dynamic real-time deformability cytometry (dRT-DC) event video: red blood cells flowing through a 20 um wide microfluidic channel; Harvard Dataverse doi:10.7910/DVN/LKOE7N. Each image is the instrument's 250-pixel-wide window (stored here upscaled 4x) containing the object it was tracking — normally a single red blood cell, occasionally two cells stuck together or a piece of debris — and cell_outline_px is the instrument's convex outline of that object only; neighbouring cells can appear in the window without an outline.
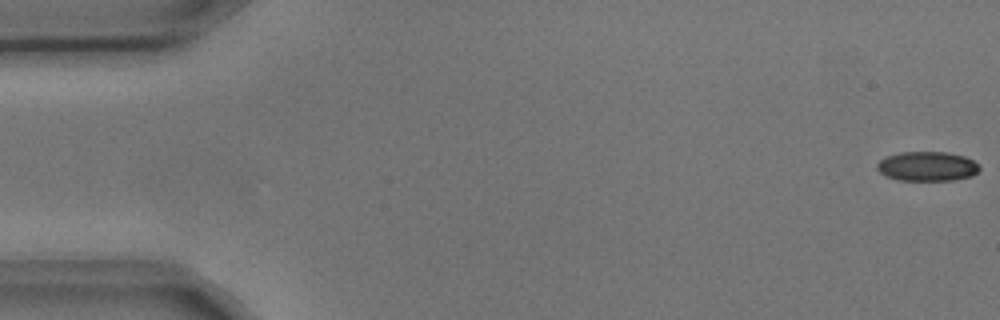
{"species": "common noctule bat (a hibernating species)", "species_latin": "Nyctalus noctula", "temperature_condition": "cold", "stored_images_in_passage": 8, "camera_frame_rate_fps": 3000, "um_per_image_px": 0.085, "animal": {"sex": "male", "body_mass_g": 17.9, "forearm_length_mm": 54.2}, "frame": {"image": 1, "passage_image": 1, "time_ms": 0.0, "image_size_px": [1000, 320], "cell_outline_px": [[980, 168], [972, 176], [952, 180], [896, 180], [880, 172], [876, 168], [876, 164], [880, 160], [888, 156], [900, 152], [944, 152], [964, 156], [980, 164]], "centroid_in_image_um": [78.82, 14.14], "position_along_channel_um": 6.2, "area_um2": 17.51}}
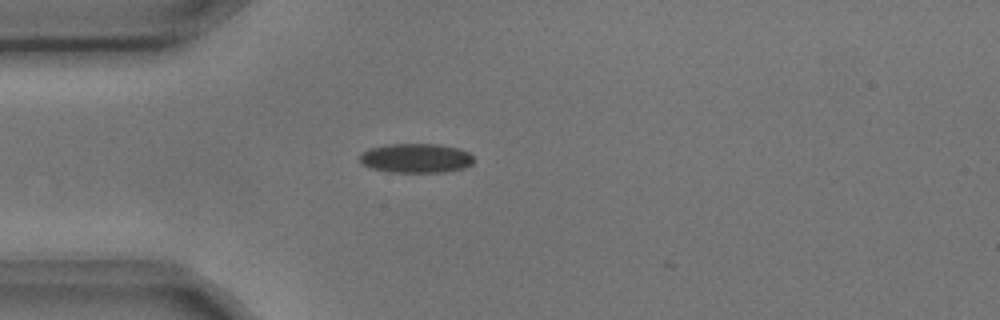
{"frame": {"image": 2, "passage_image": 4, "time_ms": 1.0, "image_size_px": [1000, 320], "cell_outline_px": [[472, 164], [464, 168], [444, 172], [392, 172], [372, 168], [360, 164], [360, 152], [368, 148], [388, 144], [440, 144], [460, 148], [468, 152], [472, 156]], "centroid_in_image_um": [35.33, 13.43], "position_along_channel_um": 49.7, "area_um2": 19.65}}